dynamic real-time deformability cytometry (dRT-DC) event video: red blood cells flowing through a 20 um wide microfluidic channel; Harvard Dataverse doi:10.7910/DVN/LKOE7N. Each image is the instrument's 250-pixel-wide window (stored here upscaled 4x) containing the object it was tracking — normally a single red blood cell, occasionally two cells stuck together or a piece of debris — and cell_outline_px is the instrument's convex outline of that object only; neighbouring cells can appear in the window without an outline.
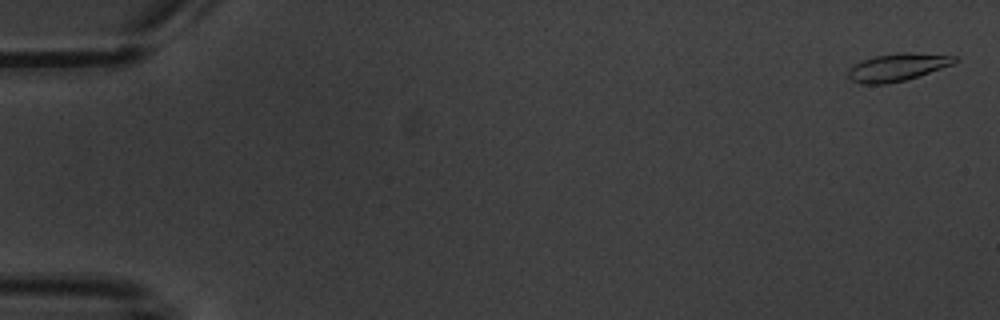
{"species": "common noctule bat (a hibernating species)", "species_latin": "Nyctalus noctula", "temperature_condition": "warm", "stored_images_in_passage": 4, "camera_frame_rate_fps": 3000, "um_per_image_px": 0.085, "animal": {"sex": "male", "body_mass_g": 20.1, "forearm_length_mm": 53.5}, "frame": {"image": 1, "passage_image": 1, "time_ms": 0.0, "image_size_px": [1000, 320], "cell_outline_px": [[956, 60], [952, 64], [904, 80], [884, 84], [860, 84], [852, 80], [848, 76], [848, 68], [864, 60], [876, 56], [896, 52], [912, 52], [956, 56]], "centroid_in_image_um": [76.24, 5.7], "position_along_channel_um": 8.8, "area_um2": 16.76}}